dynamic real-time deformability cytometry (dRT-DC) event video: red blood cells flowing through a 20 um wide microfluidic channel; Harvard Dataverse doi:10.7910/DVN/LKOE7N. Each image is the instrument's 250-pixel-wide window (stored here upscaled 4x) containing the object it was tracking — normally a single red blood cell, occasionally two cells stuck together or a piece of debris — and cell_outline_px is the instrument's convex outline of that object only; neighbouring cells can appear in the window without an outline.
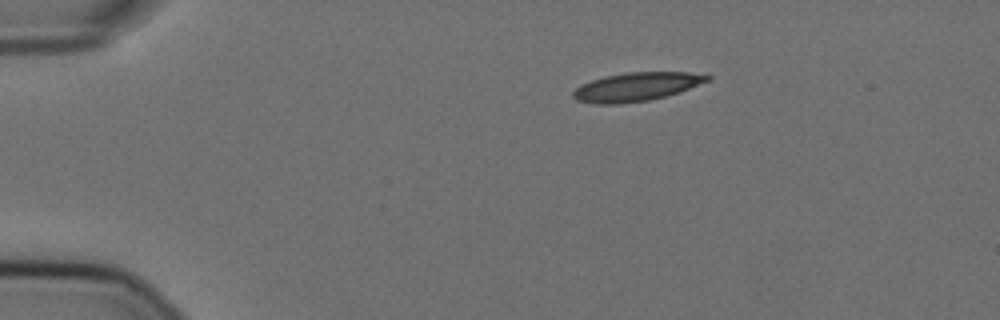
{"species": "Egyptian fruit bat (a non-hibernating species)", "species_latin": "Rousettus aegyptiacus", "temperature_condition": "cold", "stored_images_in_passage": 26, "camera_frame_rate_fps": 3000, "um_per_image_px": 0.085, "animal": {"sex": "female"}, "frame": {"image": 1, "passage_image": 1, "time_ms": 0.0, "image_size_px": [1000, 320], "cell_outline_px": [[712, 80], [680, 92], [648, 100], [620, 104], [592, 104], [576, 100], [572, 96], [572, 92], [580, 84], [604, 76], [628, 72], [688, 72], [712, 76]], "centroid_in_image_um": [54.09, 7.38], "position_along_channel_um": 30.9, "area_um2": 22.54}}
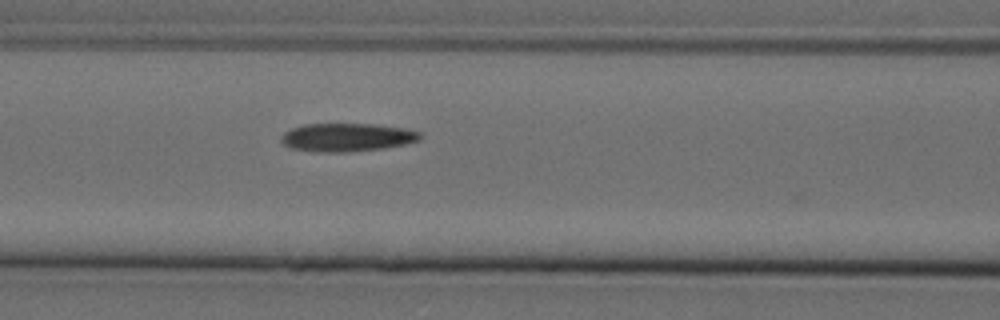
{"frame": {"image": 2, "passage_image": 15, "time_ms": 4.667, "image_size_px": [1000, 320], "cell_outline_px": [[420, 140], [404, 144], [384, 148], [348, 152], [316, 152], [292, 148], [284, 144], [280, 140], [284, 132], [292, 128], [304, 124], [372, 124], [404, 128], [420, 132]], "centroid_in_image_um": [29.48, 11.67], "position_along_channel_um": 137.1, "area_um2": 22.77}}
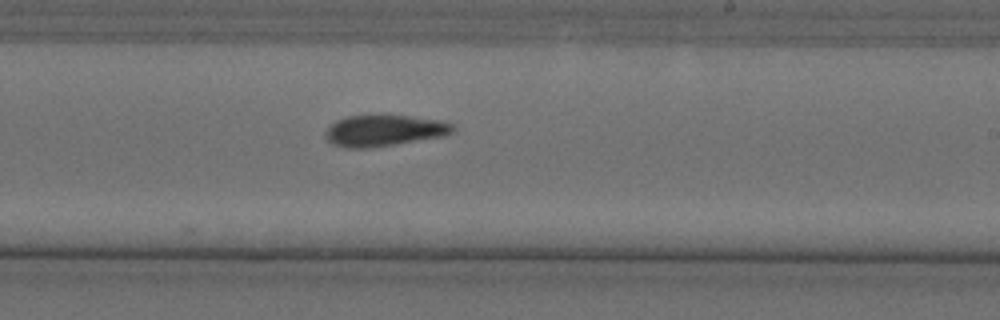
{"frame": {"image": 3, "passage_image": 25, "time_ms": 8.0, "image_size_px": [1000, 320], "cell_outline_px": [[456, 128], [452, 132], [444, 136], [368, 148], [344, 148], [332, 144], [324, 136], [324, 132], [336, 120], [348, 116], [408, 116], [444, 120], [456, 124]], "centroid_in_image_um": [32.68, 11.1], "position_along_channel_um": 256.3, "area_um2": 23.18}}